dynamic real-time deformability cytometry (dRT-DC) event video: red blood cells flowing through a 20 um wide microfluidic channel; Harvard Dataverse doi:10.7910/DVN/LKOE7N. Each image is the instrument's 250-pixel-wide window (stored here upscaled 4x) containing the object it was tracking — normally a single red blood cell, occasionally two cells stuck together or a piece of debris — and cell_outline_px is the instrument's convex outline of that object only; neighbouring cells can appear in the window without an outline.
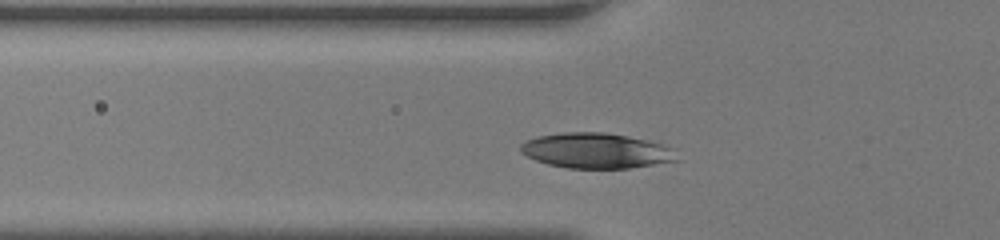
{"species": "human", "species_latin": "Homo sapiens", "temperature_condition": "room temperature", "stored_images_in_passage": 33, "camera_frame_rate_fps": 3000, "um_per_image_px": 0.085, "donor": {"sex": "female"}, "frame": {"image": 1, "passage_image": 7, "time_ms": 2.0, "image_size_px": [1000, 240], "cell_outline_px": [[680, 160], [628, 168], [568, 168], [548, 164], [536, 160], [520, 152], [520, 144], [536, 136], [564, 132], [604, 132], [628, 136], [676, 148]], "centroid_in_image_um": [50.7, 12.8], "position_along_channel_um": 75.1, "area_um2": 32.14}}
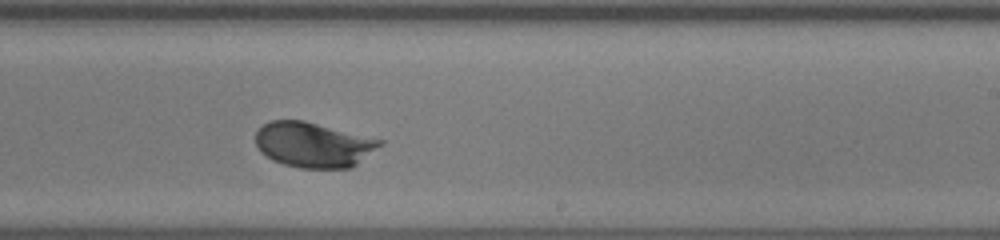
{"frame": {"image": 2, "passage_image": 22, "time_ms": 7.0, "image_size_px": [1000, 240], "cell_outline_px": [[384, 144], [352, 168], [300, 168], [284, 164], [272, 160], [260, 152], [256, 144], [256, 132], [268, 120], [304, 120], [384, 140]], "centroid_in_image_um": [26.66, 12.3], "position_along_channel_um": 262.3, "area_um2": 32.95}}
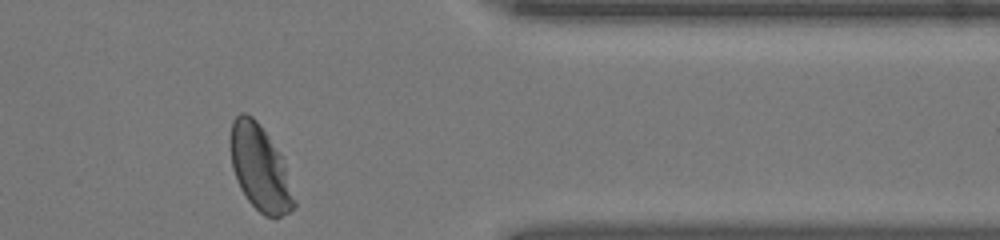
{"frame": {"image": 3, "passage_image": 33, "time_ms": 10.667, "image_size_px": [1000, 240], "cell_outline_px": [[296, 204], [288, 212], [276, 220], [264, 216], [248, 200], [240, 188], [236, 180], [232, 168], [228, 140], [232, 120], [240, 112], [244, 112], [252, 116], [256, 120], [280, 156], [296, 200]], "centroid_in_image_um": [22.04, 14.3], "position_along_channel_um": 389.4, "area_um2": 31.5}, "authors_computed_cell_mechanics": {"area_um2": 32.368, "velocity_mm_per_s": 3.7667, "shape_relaxation_time_tau1_ms": 2.617, "shape_relaxation_time_tau2_ms": null, "deformation_change_tau1": 0.1462, "deformation_change_tau2": null}}